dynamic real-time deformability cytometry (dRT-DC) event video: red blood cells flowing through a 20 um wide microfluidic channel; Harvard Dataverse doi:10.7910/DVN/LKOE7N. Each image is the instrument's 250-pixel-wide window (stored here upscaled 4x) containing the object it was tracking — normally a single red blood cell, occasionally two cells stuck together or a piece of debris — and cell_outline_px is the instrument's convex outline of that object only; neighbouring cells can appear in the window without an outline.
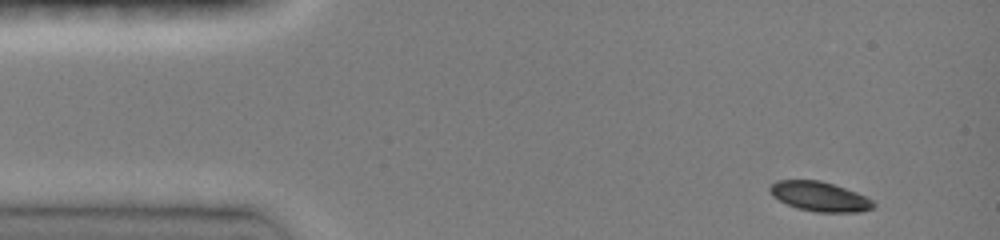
{"species": "common noctule bat (a hibernating species)", "species_latin": "Nyctalus noctula", "temperature_condition": "room temperature", "stored_images_in_passage": 18, "camera_frame_rate_fps": 3000, "um_per_image_px": 0.085, "animal": {"sex": "female", "body_mass_g": 19.0, "forearm_length_mm": 51.5}, "frame": {"image": 1, "passage_image": 1, "time_ms": 0.0, "image_size_px": [1000, 240], "cell_outline_px": [[876, 208], [860, 212], [816, 212], [796, 208], [772, 196], [768, 192], [768, 188], [776, 180], [820, 180], [856, 192], [872, 200], [876, 204]], "centroid_in_image_um": [69.67, 16.71], "position_along_channel_um": 15.3, "area_um2": 17.92}}
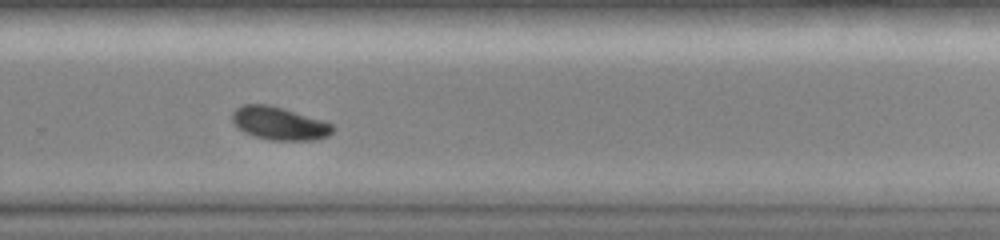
{"frame": {"image": 2, "passage_image": 11, "time_ms": 9.333, "image_size_px": [1000, 240], "cell_outline_px": [[336, 128], [328, 136], [312, 140], [272, 140], [252, 136], [244, 132], [232, 120], [232, 112], [236, 108], [244, 104], [268, 104], [284, 108], [324, 120], [332, 124]], "centroid_in_image_um": [23.76, 10.48], "position_along_channel_um": 306.0, "area_um2": 19.42}}
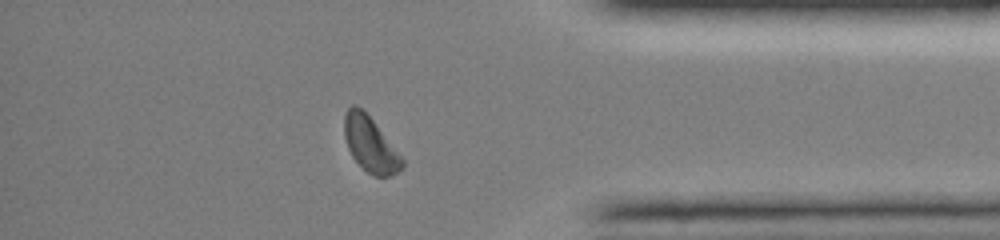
{"frame": {"image": 3, "passage_image": 14, "time_ms": 12.0, "image_size_px": [1000, 240], "cell_outline_px": [[404, 164], [392, 176], [372, 176], [352, 156], [348, 148], [344, 136], [344, 116], [348, 108], [352, 104], [356, 104], [372, 120], [404, 160]], "centroid_in_image_um": [31.44, 12.27], "position_along_channel_um": 403.8, "area_um2": 18.03}, "authors_computed_cell_mechanics": {"area_um2": 18.7561, "velocity_mm_per_s": 4.0596, "shape_relaxation_time_tau1_ms": 1.5818, "shape_relaxation_time_tau2_ms": null, "deformation_change_tau1": 0.0929, "deformation_change_tau2": null}}